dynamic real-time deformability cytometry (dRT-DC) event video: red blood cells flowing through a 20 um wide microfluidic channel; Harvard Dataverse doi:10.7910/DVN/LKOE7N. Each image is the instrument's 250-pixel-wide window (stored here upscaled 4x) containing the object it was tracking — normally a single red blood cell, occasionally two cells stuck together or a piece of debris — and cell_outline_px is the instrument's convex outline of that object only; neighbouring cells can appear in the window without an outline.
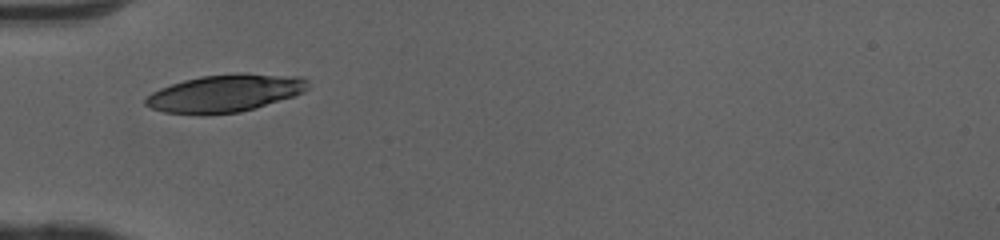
{"species": "human", "species_latin": "Homo sapiens", "temperature_condition": "cold", "stored_images_in_passage": 28, "camera_frame_rate_fps": 3000, "um_per_image_px": 0.085, "donor": {"sex": "female"}, "frame": {"image": 1, "passage_image": 1, "time_ms": 0.0, "image_size_px": [1000, 240], "cell_outline_px": [[308, 88], [304, 92], [296, 96], [256, 108], [240, 112], [204, 116], [200, 116], [164, 112], [152, 108], [144, 104], [144, 100], [152, 92], [160, 88], [184, 80], [200, 76], [236, 72], [244, 72], [300, 76], [308, 80]], "centroid_in_image_um": [19.16, 7.93], "position_along_channel_um": 65.8, "area_um2": 36.36}}
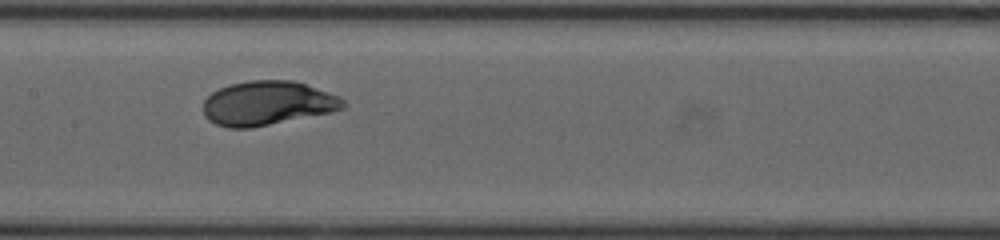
{"frame": {"image": 2, "passage_image": 10, "time_ms": 3.0, "image_size_px": [1000, 240], "cell_outline_px": [[344, 108], [332, 112], [252, 128], [228, 128], [216, 124], [208, 120], [204, 116], [204, 100], [212, 92], [220, 88], [232, 84], [248, 80], [292, 80], [340, 96], [344, 100]], "centroid_in_image_um": [22.72, 8.78], "position_along_channel_um": 184.7, "area_um2": 36.01}}
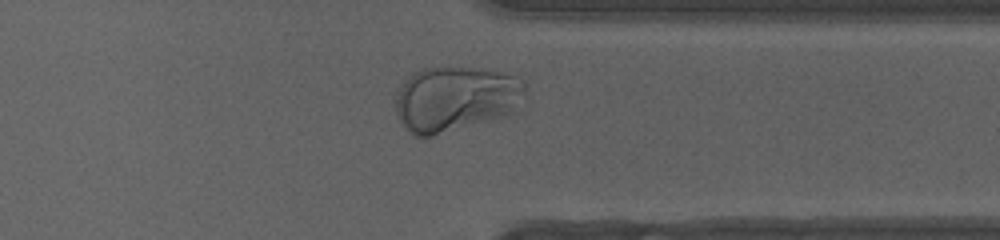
{"frame": {"image": 3, "passage_image": 24, "time_ms": 7.667, "image_size_px": [1000, 240], "cell_outline_px": [[528, 92], [512, 112], [504, 116], [432, 136], [412, 136], [404, 128], [396, 112], [396, 88], [408, 76], [424, 68], [472, 68], [504, 72], [516, 76], [524, 80]], "centroid_in_image_um": [38.72, 8.4], "position_along_channel_um": 372.7, "area_um2": 49.53}, "authors_computed_cell_mechanics": {"area_um2": 36.2117, "velocity_mm_per_s": 4.0306, "shape_relaxation_time_tau1_ms": 2.4623, "shape_relaxation_time_tau2_ms": null, "deformation_change_tau1": 0.1544, "deformation_change_tau2": null}}